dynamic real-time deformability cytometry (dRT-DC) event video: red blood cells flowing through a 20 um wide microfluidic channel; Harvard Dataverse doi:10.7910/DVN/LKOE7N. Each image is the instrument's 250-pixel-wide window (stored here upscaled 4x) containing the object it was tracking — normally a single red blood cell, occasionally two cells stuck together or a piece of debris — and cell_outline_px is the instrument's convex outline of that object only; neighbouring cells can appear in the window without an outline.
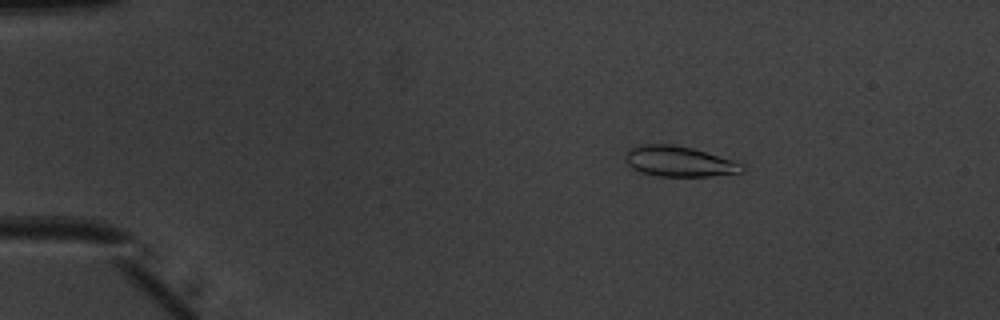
{"species": "common noctule bat (a hibernating species)", "species_latin": "Nyctalus noctula", "temperature_condition": "warm", "stored_images_in_passage": 50, "camera_frame_rate_fps": 3000, "um_per_image_px": 0.085, "animal": {"sex": "male", "body_mass_g": 20.1, "forearm_length_mm": 53.5}, "frame": {"image": 1, "passage_image": 8, "time_ms": 2.333, "image_size_px": [1000, 320], "cell_outline_px": [[748, 168], [744, 172], [712, 176], [656, 176], [640, 172], [632, 168], [624, 160], [624, 156], [628, 148], [640, 144], [672, 144], [692, 148], [732, 160], [744, 164]], "centroid_in_image_um": [57.71, 13.72], "position_along_channel_um": 27.3, "area_um2": 20.98}}
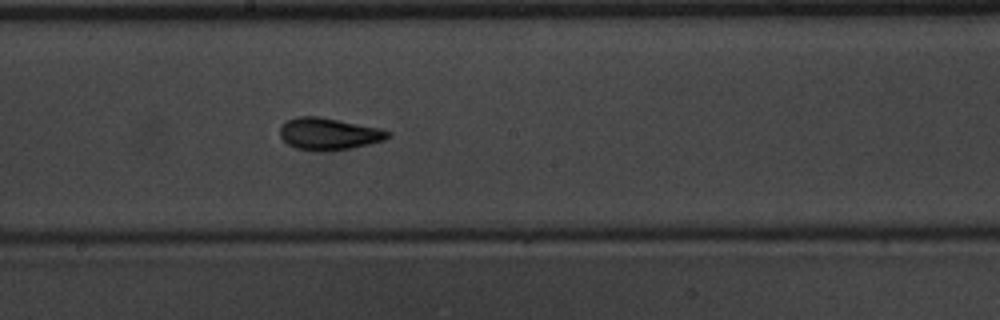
{"frame": {"image": 2, "passage_image": 28, "time_ms": 9.0, "image_size_px": [1000, 320], "cell_outline_px": [[392, 136], [384, 140], [352, 148], [324, 152], [316, 152], [296, 148], [288, 144], [280, 136], [280, 128], [288, 120], [296, 116], [320, 116], [380, 128], [392, 132]], "centroid_in_image_um": [27.97, 11.39], "position_along_channel_um": 220.2, "area_um2": 20.35}}
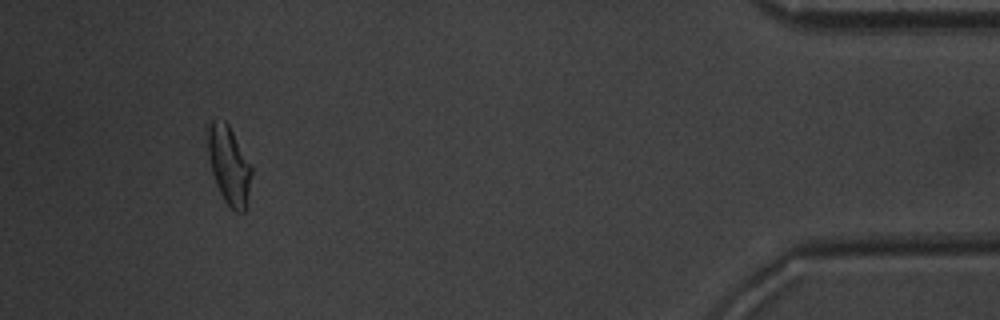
{"frame": {"image": 3, "passage_image": 47, "time_ms": 15.333, "image_size_px": [1000, 320], "cell_outline_px": [[252, 172], [244, 212], [236, 212], [224, 200], [216, 184], [212, 172], [208, 152], [204, 128], [204, 124], [212, 120], [224, 120], [228, 124], [252, 168]], "centroid_in_image_um": [19.4, 13.95], "position_along_channel_um": 415.8, "area_um2": 19.88}, "authors_computed_cell_mechanics": {"area_um2": 19.7098, "velocity_mm_per_s": 4.024, "shape_relaxation_time_tau1_ms": 3.4713, "shape_relaxation_time_tau2_ms": 1.2594, "deformation_change_tau1": 0.1533, "deformation_change_tau2": 0.0796}}